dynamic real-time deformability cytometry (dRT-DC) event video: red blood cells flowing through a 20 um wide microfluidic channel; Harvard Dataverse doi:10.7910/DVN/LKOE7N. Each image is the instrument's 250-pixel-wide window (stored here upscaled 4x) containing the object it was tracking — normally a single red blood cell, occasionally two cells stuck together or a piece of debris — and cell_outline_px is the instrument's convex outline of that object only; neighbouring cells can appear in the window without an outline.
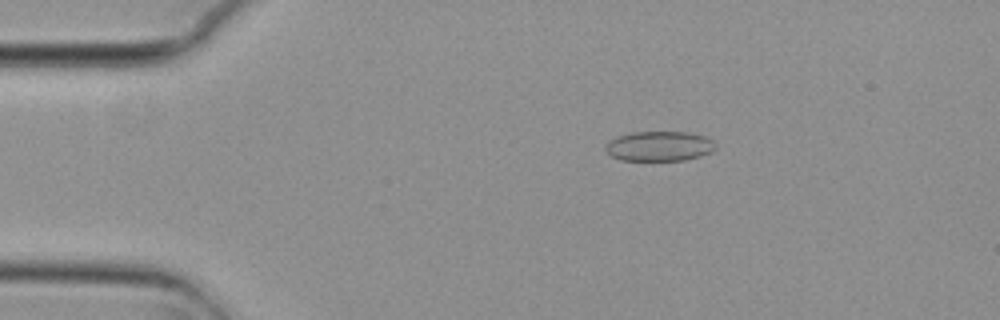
{"species": "common noctule bat (a hibernating species)", "species_latin": "Nyctalus noctula", "temperature_condition": "cold", "stored_images_in_passage": 5, "camera_frame_rate_fps": 3000, "um_per_image_px": 0.085, "animal": {"sex": "female", "body_mass_g": 29.2, "forearm_length_mm": 56.3}, "frame": {"image": 1, "passage_image": 3, "time_ms": 0.667, "image_size_px": [1000, 320], "cell_outline_px": [[716, 148], [712, 152], [700, 156], [684, 160], [620, 160], [612, 156], [604, 148], [608, 140], [616, 136], [632, 132], [688, 132], [704, 136], [712, 140], [716, 144]], "centroid_in_image_um": [56.03, 12.42], "position_along_channel_um": 29.0, "area_um2": 19.25}}